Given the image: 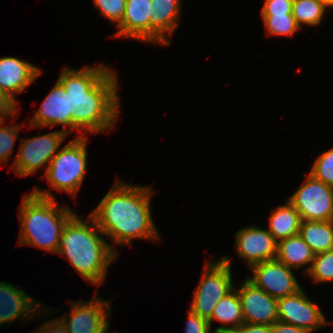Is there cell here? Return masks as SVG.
Returning a JSON list of instances; mask_svg holds the SVG:
<instances>
[{
  "label": "cell",
  "mask_w": 333,
  "mask_h": 333,
  "mask_svg": "<svg viewBox=\"0 0 333 333\" xmlns=\"http://www.w3.org/2000/svg\"><path fill=\"white\" fill-rule=\"evenodd\" d=\"M117 73L105 65L63 68L58 81L72 100L71 130L111 131L118 120Z\"/></svg>",
  "instance_id": "1"
},
{
  "label": "cell",
  "mask_w": 333,
  "mask_h": 333,
  "mask_svg": "<svg viewBox=\"0 0 333 333\" xmlns=\"http://www.w3.org/2000/svg\"><path fill=\"white\" fill-rule=\"evenodd\" d=\"M118 179L90 214L98 228L114 244L129 245L135 239H159L152 220V189L132 186Z\"/></svg>",
  "instance_id": "2"
},
{
  "label": "cell",
  "mask_w": 333,
  "mask_h": 333,
  "mask_svg": "<svg viewBox=\"0 0 333 333\" xmlns=\"http://www.w3.org/2000/svg\"><path fill=\"white\" fill-rule=\"evenodd\" d=\"M88 221L76 213L65 224L60 236L58 252L65 256L78 273L88 282L100 285L104 282L109 264L118 255L113 246L99 234H104L91 215Z\"/></svg>",
  "instance_id": "3"
},
{
  "label": "cell",
  "mask_w": 333,
  "mask_h": 333,
  "mask_svg": "<svg viewBox=\"0 0 333 333\" xmlns=\"http://www.w3.org/2000/svg\"><path fill=\"white\" fill-rule=\"evenodd\" d=\"M22 198L19 243L57 254L60 236L67 221L75 214L69 207L57 206L50 191L38 187Z\"/></svg>",
  "instance_id": "4"
},
{
  "label": "cell",
  "mask_w": 333,
  "mask_h": 333,
  "mask_svg": "<svg viewBox=\"0 0 333 333\" xmlns=\"http://www.w3.org/2000/svg\"><path fill=\"white\" fill-rule=\"evenodd\" d=\"M87 137L77 136L50 161L43 178L51 188L71 194L74 198L85 177L87 167Z\"/></svg>",
  "instance_id": "5"
},
{
  "label": "cell",
  "mask_w": 333,
  "mask_h": 333,
  "mask_svg": "<svg viewBox=\"0 0 333 333\" xmlns=\"http://www.w3.org/2000/svg\"><path fill=\"white\" fill-rule=\"evenodd\" d=\"M230 261L224 256L216 263H206L200 283L194 291L190 307L193 313L208 320L220 299L234 289Z\"/></svg>",
  "instance_id": "6"
},
{
  "label": "cell",
  "mask_w": 333,
  "mask_h": 333,
  "mask_svg": "<svg viewBox=\"0 0 333 333\" xmlns=\"http://www.w3.org/2000/svg\"><path fill=\"white\" fill-rule=\"evenodd\" d=\"M288 201L298 211L302 221L333 220V187L311 174Z\"/></svg>",
  "instance_id": "7"
},
{
  "label": "cell",
  "mask_w": 333,
  "mask_h": 333,
  "mask_svg": "<svg viewBox=\"0 0 333 333\" xmlns=\"http://www.w3.org/2000/svg\"><path fill=\"white\" fill-rule=\"evenodd\" d=\"M68 135L64 130H58L23 139L12 164L13 170L19 176L26 177L29 174H34L40 168L42 169L44 165L47 167Z\"/></svg>",
  "instance_id": "8"
},
{
  "label": "cell",
  "mask_w": 333,
  "mask_h": 333,
  "mask_svg": "<svg viewBox=\"0 0 333 333\" xmlns=\"http://www.w3.org/2000/svg\"><path fill=\"white\" fill-rule=\"evenodd\" d=\"M97 297L95 294L89 302H72L70 315L63 314L59 317L68 333H107L110 324V302Z\"/></svg>",
  "instance_id": "9"
},
{
  "label": "cell",
  "mask_w": 333,
  "mask_h": 333,
  "mask_svg": "<svg viewBox=\"0 0 333 333\" xmlns=\"http://www.w3.org/2000/svg\"><path fill=\"white\" fill-rule=\"evenodd\" d=\"M250 269L253 277L248 279L272 298H284L302 289L292 269L276 259L255 264Z\"/></svg>",
  "instance_id": "10"
},
{
  "label": "cell",
  "mask_w": 333,
  "mask_h": 333,
  "mask_svg": "<svg viewBox=\"0 0 333 333\" xmlns=\"http://www.w3.org/2000/svg\"><path fill=\"white\" fill-rule=\"evenodd\" d=\"M277 309L279 321L303 328L308 333L327 324L318 305L310 301L303 289L277 299Z\"/></svg>",
  "instance_id": "11"
},
{
  "label": "cell",
  "mask_w": 333,
  "mask_h": 333,
  "mask_svg": "<svg viewBox=\"0 0 333 333\" xmlns=\"http://www.w3.org/2000/svg\"><path fill=\"white\" fill-rule=\"evenodd\" d=\"M236 291L244 323L271 326L278 321L277 299L272 298L249 279L246 278Z\"/></svg>",
  "instance_id": "12"
},
{
  "label": "cell",
  "mask_w": 333,
  "mask_h": 333,
  "mask_svg": "<svg viewBox=\"0 0 333 333\" xmlns=\"http://www.w3.org/2000/svg\"><path fill=\"white\" fill-rule=\"evenodd\" d=\"M235 246L238 256L246 260L250 268L264 261L274 260L277 254V241L268 231L256 227H245L237 231Z\"/></svg>",
  "instance_id": "13"
},
{
  "label": "cell",
  "mask_w": 333,
  "mask_h": 333,
  "mask_svg": "<svg viewBox=\"0 0 333 333\" xmlns=\"http://www.w3.org/2000/svg\"><path fill=\"white\" fill-rule=\"evenodd\" d=\"M71 111V96L65 92L63 85L57 81L29 123L32 128L63 125L65 126L63 130L69 134L70 131L68 129H71Z\"/></svg>",
  "instance_id": "14"
},
{
  "label": "cell",
  "mask_w": 333,
  "mask_h": 333,
  "mask_svg": "<svg viewBox=\"0 0 333 333\" xmlns=\"http://www.w3.org/2000/svg\"><path fill=\"white\" fill-rule=\"evenodd\" d=\"M41 72L35 65L16 57L0 58V89L17 104L15 94L22 93Z\"/></svg>",
  "instance_id": "15"
},
{
  "label": "cell",
  "mask_w": 333,
  "mask_h": 333,
  "mask_svg": "<svg viewBox=\"0 0 333 333\" xmlns=\"http://www.w3.org/2000/svg\"><path fill=\"white\" fill-rule=\"evenodd\" d=\"M40 305L42 304L29 297L23 289L0 282V326L7 322L9 326L12 321L21 317L30 320L34 312L39 311Z\"/></svg>",
  "instance_id": "16"
},
{
  "label": "cell",
  "mask_w": 333,
  "mask_h": 333,
  "mask_svg": "<svg viewBox=\"0 0 333 333\" xmlns=\"http://www.w3.org/2000/svg\"><path fill=\"white\" fill-rule=\"evenodd\" d=\"M153 8L150 0H126L123 19L114 36L150 42V17Z\"/></svg>",
  "instance_id": "17"
},
{
  "label": "cell",
  "mask_w": 333,
  "mask_h": 333,
  "mask_svg": "<svg viewBox=\"0 0 333 333\" xmlns=\"http://www.w3.org/2000/svg\"><path fill=\"white\" fill-rule=\"evenodd\" d=\"M180 0H150L152 16L150 17V42L163 46L171 44L167 34L173 35L180 19Z\"/></svg>",
  "instance_id": "18"
},
{
  "label": "cell",
  "mask_w": 333,
  "mask_h": 333,
  "mask_svg": "<svg viewBox=\"0 0 333 333\" xmlns=\"http://www.w3.org/2000/svg\"><path fill=\"white\" fill-rule=\"evenodd\" d=\"M213 319L218 320L225 325L216 328L214 333H231L244 323L239 295L236 288L226 296L222 297L216 304L211 317L208 319L210 327Z\"/></svg>",
  "instance_id": "19"
},
{
  "label": "cell",
  "mask_w": 333,
  "mask_h": 333,
  "mask_svg": "<svg viewBox=\"0 0 333 333\" xmlns=\"http://www.w3.org/2000/svg\"><path fill=\"white\" fill-rule=\"evenodd\" d=\"M315 254L308 244L297 234L277 242L276 260L291 269H299L313 262Z\"/></svg>",
  "instance_id": "20"
},
{
  "label": "cell",
  "mask_w": 333,
  "mask_h": 333,
  "mask_svg": "<svg viewBox=\"0 0 333 333\" xmlns=\"http://www.w3.org/2000/svg\"><path fill=\"white\" fill-rule=\"evenodd\" d=\"M301 218L298 211L287 200L286 205L278 206L269 218L267 229L278 242L290 236L299 234Z\"/></svg>",
  "instance_id": "21"
},
{
  "label": "cell",
  "mask_w": 333,
  "mask_h": 333,
  "mask_svg": "<svg viewBox=\"0 0 333 333\" xmlns=\"http://www.w3.org/2000/svg\"><path fill=\"white\" fill-rule=\"evenodd\" d=\"M299 235L315 255L329 251L333 249V220L301 221Z\"/></svg>",
  "instance_id": "22"
},
{
  "label": "cell",
  "mask_w": 333,
  "mask_h": 333,
  "mask_svg": "<svg viewBox=\"0 0 333 333\" xmlns=\"http://www.w3.org/2000/svg\"><path fill=\"white\" fill-rule=\"evenodd\" d=\"M328 6L321 0H293L292 15L297 25L316 26L321 23Z\"/></svg>",
  "instance_id": "23"
},
{
  "label": "cell",
  "mask_w": 333,
  "mask_h": 333,
  "mask_svg": "<svg viewBox=\"0 0 333 333\" xmlns=\"http://www.w3.org/2000/svg\"><path fill=\"white\" fill-rule=\"evenodd\" d=\"M304 272L310 275L315 283L333 281V249L316 254L312 265Z\"/></svg>",
  "instance_id": "24"
},
{
  "label": "cell",
  "mask_w": 333,
  "mask_h": 333,
  "mask_svg": "<svg viewBox=\"0 0 333 333\" xmlns=\"http://www.w3.org/2000/svg\"><path fill=\"white\" fill-rule=\"evenodd\" d=\"M261 17L268 35L290 36L300 29L292 14L262 15Z\"/></svg>",
  "instance_id": "25"
},
{
  "label": "cell",
  "mask_w": 333,
  "mask_h": 333,
  "mask_svg": "<svg viewBox=\"0 0 333 333\" xmlns=\"http://www.w3.org/2000/svg\"><path fill=\"white\" fill-rule=\"evenodd\" d=\"M309 174L333 187V148L324 152L315 160Z\"/></svg>",
  "instance_id": "26"
},
{
  "label": "cell",
  "mask_w": 333,
  "mask_h": 333,
  "mask_svg": "<svg viewBox=\"0 0 333 333\" xmlns=\"http://www.w3.org/2000/svg\"><path fill=\"white\" fill-rule=\"evenodd\" d=\"M5 120L0 119V163L8 162L22 125L1 126Z\"/></svg>",
  "instance_id": "27"
},
{
  "label": "cell",
  "mask_w": 333,
  "mask_h": 333,
  "mask_svg": "<svg viewBox=\"0 0 333 333\" xmlns=\"http://www.w3.org/2000/svg\"><path fill=\"white\" fill-rule=\"evenodd\" d=\"M95 7L110 21L118 26L124 15L126 0H94Z\"/></svg>",
  "instance_id": "28"
},
{
  "label": "cell",
  "mask_w": 333,
  "mask_h": 333,
  "mask_svg": "<svg viewBox=\"0 0 333 333\" xmlns=\"http://www.w3.org/2000/svg\"><path fill=\"white\" fill-rule=\"evenodd\" d=\"M293 0H265L261 15L292 14Z\"/></svg>",
  "instance_id": "29"
},
{
  "label": "cell",
  "mask_w": 333,
  "mask_h": 333,
  "mask_svg": "<svg viewBox=\"0 0 333 333\" xmlns=\"http://www.w3.org/2000/svg\"><path fill=\"white\" fill-rule=\"evenodd\" d=\"M187 317L185 333H211V327L207 319L200 317L191 310H189Z\"/></svg>",
  "instance_id": "30"
},
{
  "label": "cell",
  "mask_w": 333,
  "mask_h": 333,
  "mask_svg": "<svg viewBox=\"0 0 333 333\" xmlns=\"http://www.w3.org/2000/svg\"><path fill=\"white\" fill-rule=\"evenodd\" d=\"M16 103L13 102L1 89H0V117H13L17 114Z\"/></svg>",
  "instance_id": "31"
},
{
  "label": "cell",
  "mask_w": 333,
  "mask_h": 333,
  "mask_svg": "<svg viewBox=\"0 0 333 333\" xmlns=\"http://www.w3.org/2000/svg\"><path fill=\"white\" fill-rule=\"evenodd\" d=\"M38 333H68L66 326L59 318H55L52 321H46L38 328Z\"/></svg>",
  "instance_id": "32"
},
{
  "label": "cell",
  "mask_w": 333,
  "mask_h": 333,
  "mask_svg": "<svg viewBox=\"0 0 333 333\" xmlns=\"http://www.w3.org/2000/svg\"><path fill=\"white\" fill-rule=\"evenodd\" d=\"M231 333H271V326L243 323Z\"/></svg>",
  "instance_id": "33"
},
{
  "label": "cell",
  "mask_w": 333,
  "mask_h": 333,
  "mask_svg": "<svg viewBox=\"0 0 333 333\" xmlns=\"http://www.w3.org/2000/svg\"><path fill=\"white\" fill-rule=\"evenodd\" d=\"M271 333H308V332L303 328L296 327L292 324H287L278 320L271 325Z\"/></svg>",
  "instance_id": "34"
},
{
  "label": "cell",
  "mask_w": 333,
  "mask_h": 333,
  "mask_svg": "<svg viewBox=\"0 0 333 333\" xmlns=\"http://www.w3.org/2000/svg\"><path fill=\"white\" fill-rule=\"evenodd\" d=\"M322 2H324L328 8L333 7V0H321Z\"/></svg>",
  "instance_id": "35"
}]
</instances>
